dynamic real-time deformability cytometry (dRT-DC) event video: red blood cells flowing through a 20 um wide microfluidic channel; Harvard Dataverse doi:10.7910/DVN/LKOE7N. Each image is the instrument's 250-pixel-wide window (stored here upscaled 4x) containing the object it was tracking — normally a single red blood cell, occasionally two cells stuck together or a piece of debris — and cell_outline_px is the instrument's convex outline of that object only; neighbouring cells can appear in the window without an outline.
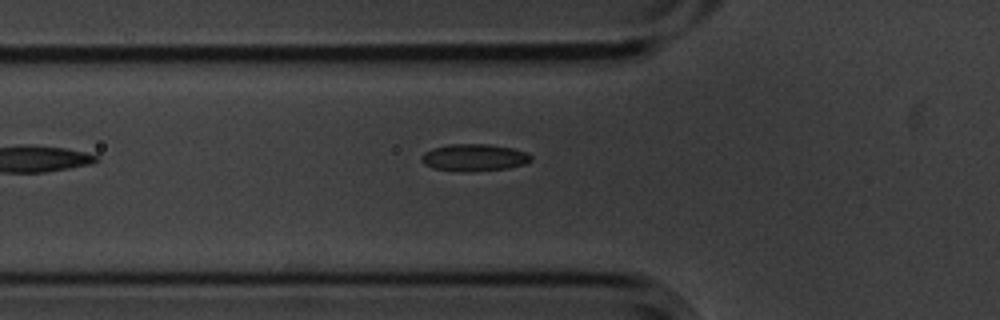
{"species": "common noctule bat (a hibernating species)", "species_latin": "Nyctalus noctula", "temperature_condition": "cold", "stored_images_in_passage": 2, "camera_frame_rate_fps": 3000, "um_per_image_px": 0.085, "animal": {"sex": "male", "body_mass_g": 20.1, "forearm_length_mm": 53.5}, "frame": {"image": 1, "passage_image": 2, "time_ms": 0.333, "image_size_px": [1000, 320], "cell_outline_px": [[532, 160], [524, 164], [508, 168], [472, 172], [456, 172], [436, 168], [424, 164], [420, 160], [420, 156], [424, 152], [432, 148], [448, 144], [488, 144], [512, 148], [528, 152], [532, 156]], "centroid_in_image_um": [40.29, 13.39], "position_along_channel_um": 85.5, "area_um2": 17.57}}